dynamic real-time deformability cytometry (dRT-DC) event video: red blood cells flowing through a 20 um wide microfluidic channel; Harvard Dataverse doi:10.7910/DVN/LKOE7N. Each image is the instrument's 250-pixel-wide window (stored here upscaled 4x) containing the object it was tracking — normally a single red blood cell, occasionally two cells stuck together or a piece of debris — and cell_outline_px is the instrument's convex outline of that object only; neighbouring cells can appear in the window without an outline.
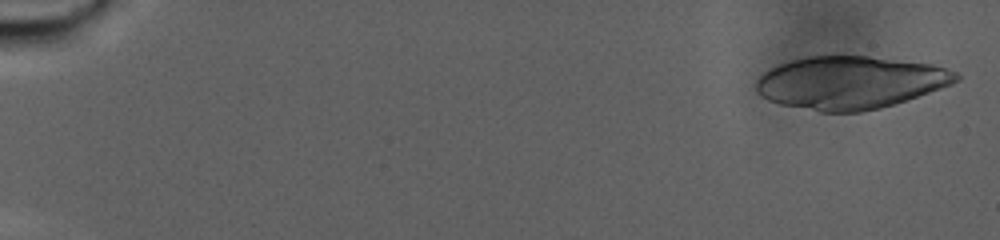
{"species": "human", "species_latin": "Homo sapiens", "temperature_condition": "warm", "stored_images_in_passage": 39, "camera_frame_rate_fps": 3000, "um_per_image_px": 0.085, "donor": {"sex": "male"}, "frame": {"image": 1, "passage_image": 3, "time_ms": 0.667, "image_size_px": [1000, 240], "cell_outline_px": [[960, 80], [952, 84], [880, 108], [860, 112], [820, 112], [780, 104], [768, 100], [760, 96], [756, 92], [756, 80], [764, 72], [780, 64], [792, 60], [808, 56], [868, 56], [936, 64], [956, 72], [960, 76]], "centroid_in_image_um": [72.26, 7.01], "position_along_channel_um": 12.7, "area_um2": 61.33}}